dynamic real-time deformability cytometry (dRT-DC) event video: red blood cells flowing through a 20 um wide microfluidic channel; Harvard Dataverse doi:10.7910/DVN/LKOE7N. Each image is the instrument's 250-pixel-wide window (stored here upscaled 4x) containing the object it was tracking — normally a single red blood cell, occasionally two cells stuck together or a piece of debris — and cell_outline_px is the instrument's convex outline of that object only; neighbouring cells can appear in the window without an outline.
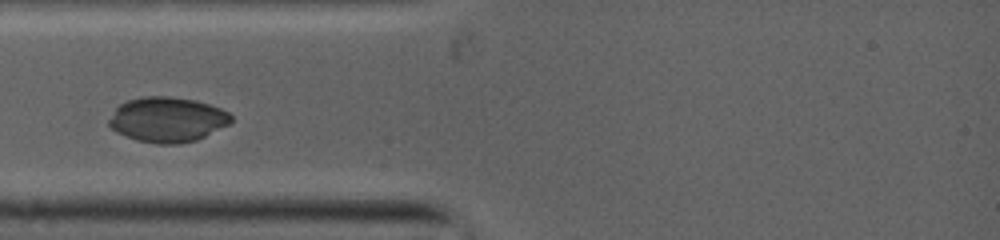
{"species": "common noctule bat (a hibernating species)", "species_latin": "Nyctalus noctula", "temperature_condition": "warm", "stored_images_in_passage": 16, "camera_frame_rate_fps": 5000, "um_per_image_px": 0.085, "animal": {"sex": "female", "body_mass_g": 19.0, "forearm_length_mm": 53.3}, "frame": {"image": 1, "passage_image": 1, "time_ms": 0.0, "image_size_px": [1000, 240], "cell_outline_px": [[232, 120], [228, 124], [196, 140], [180, 144], [156, 144], [136, 140], [116, 132], [108, 124], [108, 120], [116, 108], [120, 104], [128, 100], [148, 96], [164, 96], [192, 100], [208, 104], [220, 108], [228, 112], [232, 116]], "centroid_in_image_um": [14.2, 10.18], "position_along_channel_um": 70.8, "area_um2": 31.73}}
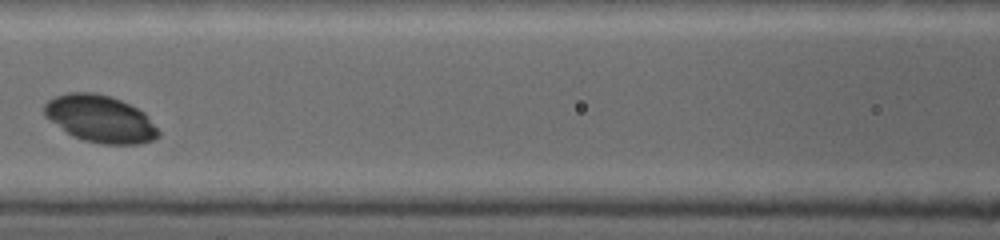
{"frame": {"image": 2, "passage_image": 5, "time_ms": 2.0, "image_size_px": [1000, 240], "cell_outline_px": [[160, 136], [156, 140], [140, 144], [100, 144], [84, 140], [72, 136], [44, 116], [44, 104], [48, 100], [56, 96], [68, 92], [92, 92], [108, 96], [120, 100], [136, 108], [160, 132]], "centroid_in_image_um": [8.48, 10.12], "position_along_channel_um": 158.1, "area_um2": 30.98}}
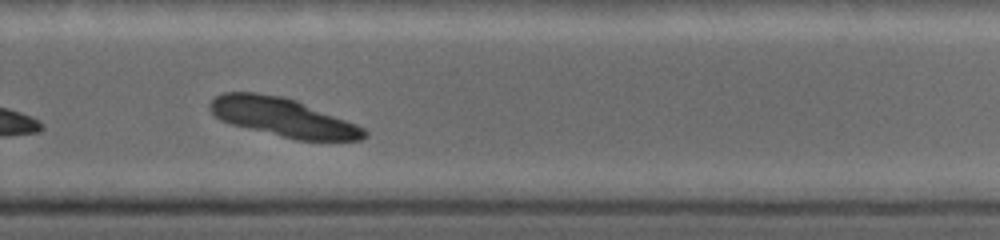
{"frame": {"image": 3, "passage_image": 11, "time_ms": 5.4, "image_size_px": [1000, 240], "cell_outline_px": [[368, 136], [360, 140], [296, 140], [232, 124], [220, 120], [212, 112], [212, 100], [216, 96], [224, 92], [256, 92], [280, 96], [296, 100], [356, 124], [364, 128], [368, 132]], "centroid_in_image_um": [24.09, 9.98], "position_along_channel_um": 305.7, "area_um2": 34.28}}